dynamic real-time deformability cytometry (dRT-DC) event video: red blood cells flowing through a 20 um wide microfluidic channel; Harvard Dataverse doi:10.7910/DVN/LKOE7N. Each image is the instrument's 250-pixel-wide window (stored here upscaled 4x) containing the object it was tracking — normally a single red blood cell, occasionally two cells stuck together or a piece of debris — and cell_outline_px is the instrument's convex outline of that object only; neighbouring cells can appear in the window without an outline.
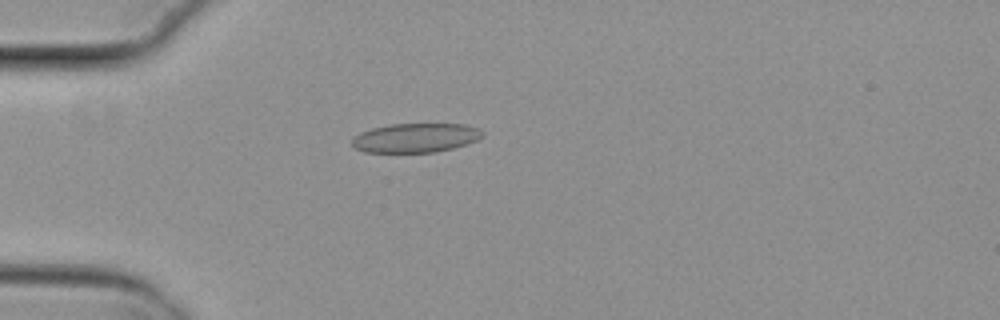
{"species": "common noctule bat (a hibernating species)", "species_latin": "Nyctalus noctula", "temperature_condition": "cold", "stored_images_in_passage": 49, "camera_frame_rate_fps": 3000, "um_per_image_px": 0.085, "animal": {"sex": "female", "body_mass_g": 29.2, "forearm_length_mm": 56.3}, "frame": {"image": 1, "passage_image": 12, "time_ms": 3.667, "image_size_px": [1000, 320], "cell_outline_px": [[484, 136], [476, 140], [452, 148], [436, 152], [364, 152], [356, 148], [352, 144], [352, 140], [360, 132], [372, 128], [392, 124], [464, 124], [480, 128], [484, 132]], "centroid_in_image_um": [35.35, 11.71], "position_along_channel_um": 49.7, "area_um2": 22.08}}
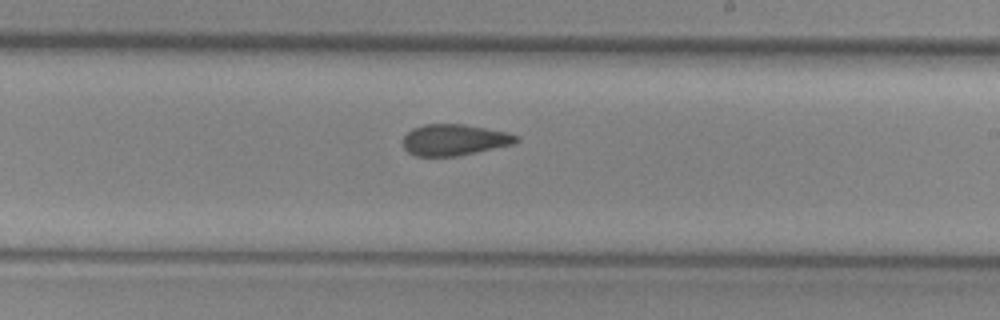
{"frame": {"image": 2, "passage_image": 29, "time_ms": 9.333, "image_size_px": [1000, 320], "cell_outline_px": [[520, 140], [512, 144], [476, 152], [456, 156], [416, 156], [408, 152], [404, 148], [404, 136], [412, 128], [424, 124], [464, 124], [504, 132], [520, 136]], "centroid_in_image_um": [38.6, 11.88], "position_along_channel_um": 250.4, "area_um2": 20.4}}
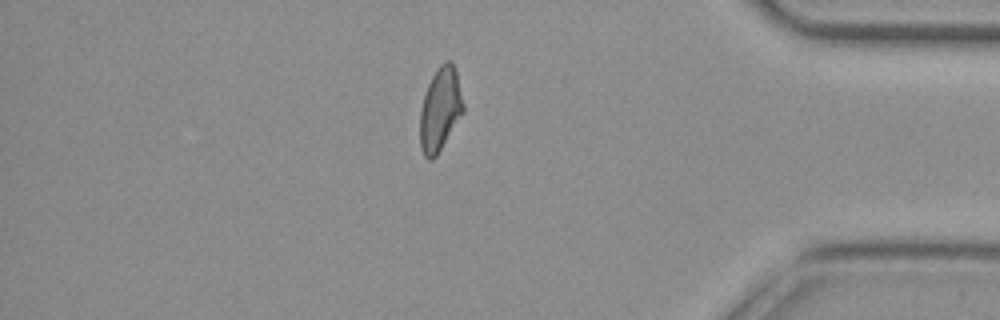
{"frame": {"image": 3, "passage_image": 43, "time_ms": 14.0, "image_size_px": [1000, 320], "cell_outline_px": [[464, 112], [436, 156], [432, 160], [428, 160], [424, 156], [420, 148], [420, 112], [424, 96], [428, 84], [436, 68], [444, 60], [452, 60], [456, 72], [464, 104]], "centroid_in_image_um": [37.41, 9.29], "position_along_channel_um": 397.8, "area_um2": 21.1}}